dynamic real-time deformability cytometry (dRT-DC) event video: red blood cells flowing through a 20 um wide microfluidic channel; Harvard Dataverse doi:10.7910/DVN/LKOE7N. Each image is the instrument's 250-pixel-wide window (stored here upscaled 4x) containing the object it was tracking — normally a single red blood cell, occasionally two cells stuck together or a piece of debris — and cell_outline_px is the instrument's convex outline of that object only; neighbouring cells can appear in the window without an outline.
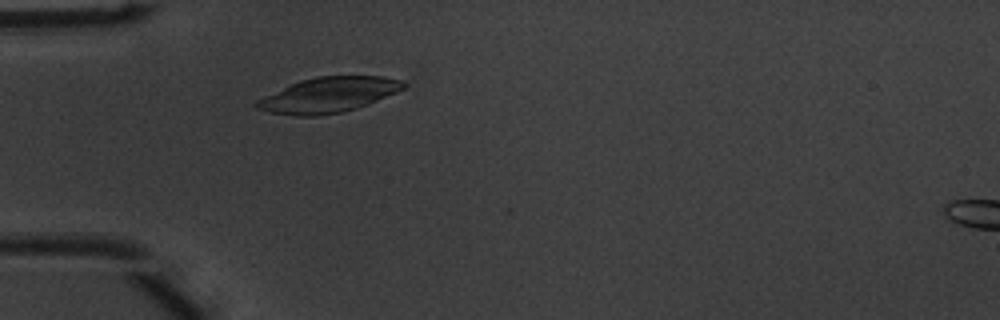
{"species": "common noctule bat (a hibernating species)", "species_latin": "Nyctalus noctula", "temperature_condition": "warm", "stored_images_in_passage": 37, "camera_frame_rate_fps": 3000, "um_per_image_px": 0.085, "animal": {"sex": "male", "body_mass_g": 20.1, "forearm_length_mm": 53.5}, "frame": {"image": 1, "passage_image": 2, "time_ms": 0.333, "image_size_px": [1000, 320], "cell_outline_px": [[408, 84], [404, 88], [396, 92], [356, 108], [340, 112], [316, 116], [296, 116], [268, 112], [256, 108], [252, 104], [256, 100], [300, 80], [316, 76], [384, 76], [400, 80]], "centroid_in_image_um": [27.89, 8.06], "position_along_channel_um": 57.1, "area_um2": 29.82}}
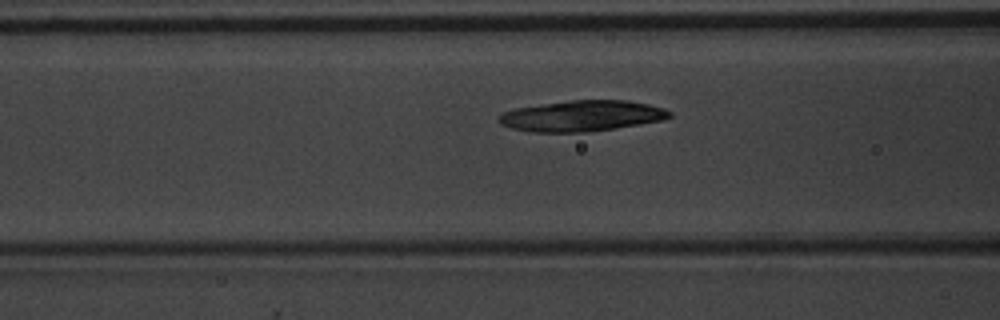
{"frame": {"image": 2, "passage_image": 7, "time_ms": 2.0, "image_size_px": [1000, 320], "cell_outline_px": [[672, 116], [664, 120], [616, 128], [584, 132], [528, 132], [512, 128], [500, 124], [496, 120], [504, 112], [516, 108], [572, 100], [628, 100], [648, 104], [664, 108], [672, 112]], "centroid_in_image_um": [49.48, 9.85], "position_along_channel_um": 117.1, "area_um2": 30.63}}
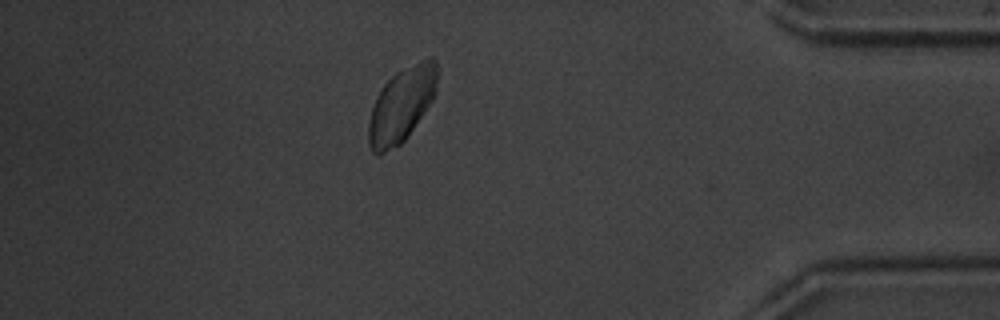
{"frame": {"image": 3, "passage_image": 31, "time_ms": 10.0, "image_size_px": [1000, 320], "cell_outline_px": [[436, 92], [432, 100], [408, 136], [400, 144], [376, 156], [372, 152], [368, 144], [368, 124], [372, 108], [376, 96], [384, 84], [396, 72], [428, 56], [432, 56], [436, 60]], "centroid_in_image_um": [34.12, 8.91], "position_along_channel_um": 401.1, "area_um2": 29.71}}